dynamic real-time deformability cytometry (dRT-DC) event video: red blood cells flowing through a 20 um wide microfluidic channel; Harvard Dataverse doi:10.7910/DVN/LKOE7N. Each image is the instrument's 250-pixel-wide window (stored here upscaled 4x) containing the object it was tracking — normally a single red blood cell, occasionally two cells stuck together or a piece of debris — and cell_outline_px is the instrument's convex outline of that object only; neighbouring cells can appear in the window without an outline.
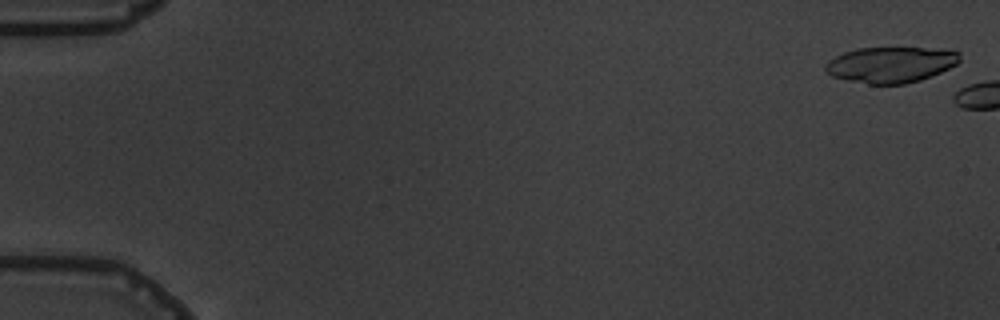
{"species": "common noctule bat (a hibernating species)", "species_latin": "Nyctalus noctula", "temperature_condition": "warm", "stored_images_in_passage": 2, "camera_frame_rate_fps": 3000, "um_per_image_px": 0.085, "animal": {"sex": "male", "body_mass_g": 19.5, "forearm_length_mm": 54.6}, "frame": {"image": 1, "passage_image": 1, "time_ms": 0.0, "image_size_px": [1000, 320], "cell_outline_px": [[960, 60], [956, 64], [932, 76], [920, 80], [904, 84], [868, 84], [848, 80], [832, 76], [824, 68], [828, 60], [844, 52], [856, 48], [924, 48], [960, 52]], "centroid_in_image_um": [75.69, 5.5], "position_along_channel_um": 9.3, "area_um2": 27.8}}